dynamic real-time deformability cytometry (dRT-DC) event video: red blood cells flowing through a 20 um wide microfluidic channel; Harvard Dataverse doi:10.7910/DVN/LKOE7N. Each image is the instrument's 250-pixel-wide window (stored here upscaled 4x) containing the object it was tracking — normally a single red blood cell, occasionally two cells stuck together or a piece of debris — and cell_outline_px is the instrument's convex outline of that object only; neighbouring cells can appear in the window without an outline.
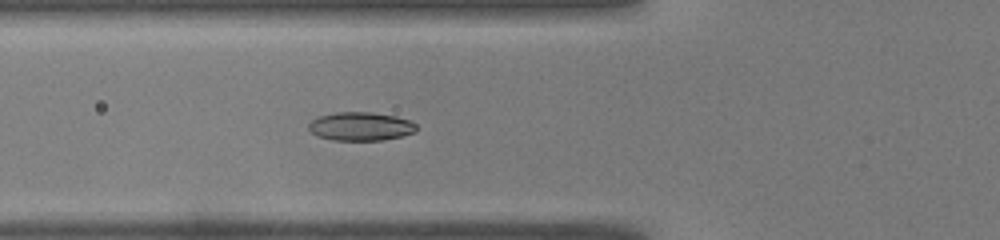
{"species": "common noctule bat (a hibernating species)", "species_latin": "Nyctalus noctula", "temperature_condition": "warm", "stored_images_in_passage": 50, "camera_frame_rate_fps": 3000, "um_per_image_px": 0.085, "animal": {"sex": "male", "body_mass_g": 19.0, "forearm_length_mm": 50.8}, "frame": {"image": 1, "passage_image": 18, "time_ms": 5.667, "image_size_px": [1000, 240], "cell_outline_px": [[416, 132], [384, 140], [332, 140], [316, 136], [308, 128], [308, 124], [312, 120], [320, 116], [336, 112], [372, 112], [396, 116], [408, 120], [416, 124]], "centroid_in_image_um": [30.64, 10.74], "position_along_channel_um": 95.2, "area_um2": 17.92}}
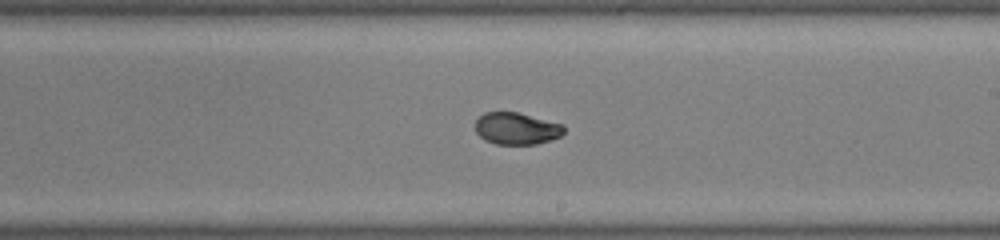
{"frame": {"image": 2, "passage_image": 29, "time_ms": 9.333, "image_size_px": [1000, 240], "cell_outline_px": [[564, 132], [560, 136], [536, 144], [496, 144], [484, 140], [476, 132], [476, 120], [484, 112], [516, 112], [564, 124]], "centroid_in_image_um": [43.9, 10.92], "position_along_channel_um": 245.1, "area_um2": 16.42}}
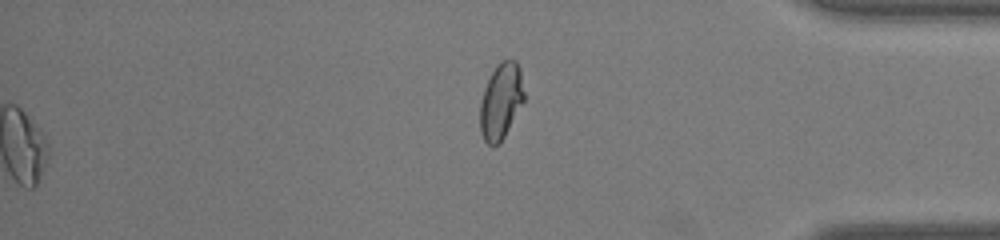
{"frame": {"image": 3, "passage_image": 50, "time_ms": 16.333, "image_size_px": [1000, 240], "cell_outline_px": [[524, 100], [504, 136], [492, 148], [484, 140], [480, 132], [480, 104], [484, 88], [496, 64], [504, 60], [516, 60], [520, 68], [524, 92]], "centroid_in_image_um": [42.57, 8.58], "position_along_channel_um": 392.6, "area_um2": 19.31}, "authors_computed_cell_mechanics": {"area_um2": 17.7735, "velocity_mm_per_s": 4.0943, "shape_relaxation_time_tau1_ms": 10.3503, "shape_relaxation_time_tau2_ms": 0.9051, "deformation_change_tau1": 0.2802, "deformation_change_tau2": 0.0352}}